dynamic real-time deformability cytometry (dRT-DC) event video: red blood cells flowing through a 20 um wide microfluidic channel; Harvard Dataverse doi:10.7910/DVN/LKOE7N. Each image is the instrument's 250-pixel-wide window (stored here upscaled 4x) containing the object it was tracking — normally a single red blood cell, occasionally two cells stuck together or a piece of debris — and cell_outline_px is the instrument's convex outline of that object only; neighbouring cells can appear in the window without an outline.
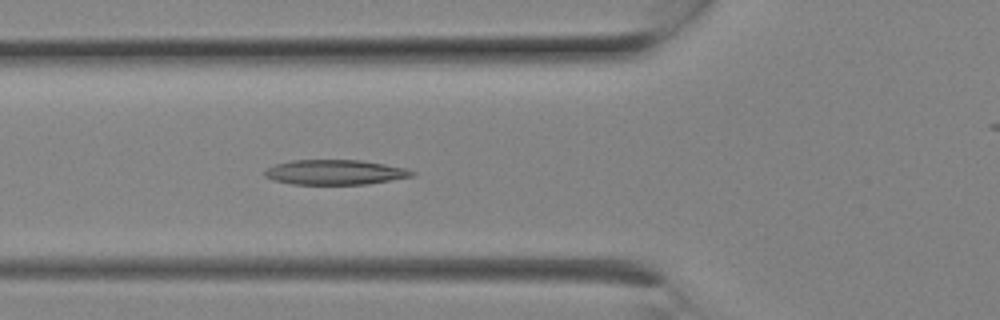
{"species": "Egyptian fruit bat (a non-hibernating species)", "species_latin": "Rousettus aegyptiacus", "temperature_condition": "room temperature", "stored_images_in_passage": 8, "camera_frame_rate_fps": 3000, "um_per_image_px": 0.085, "animal": {"sex": "female"}, "frame": {"image": 1, "passage_image": 8, "time_ms": 2.333, "image_size_px": [1000, 320], "cell_outline_px": [[416, 176], [368, 184], [292, 184], [272, 180], [264, 176], [264, 172], [268, 168], [276, 164], [288, 160], [360, 160], [384, 164], [404, 168], [416, 172]], "centroid_in_image_um": [28.48, 14.64], "position_along_channel_um": 97.3, "area_um2": 21.44}}